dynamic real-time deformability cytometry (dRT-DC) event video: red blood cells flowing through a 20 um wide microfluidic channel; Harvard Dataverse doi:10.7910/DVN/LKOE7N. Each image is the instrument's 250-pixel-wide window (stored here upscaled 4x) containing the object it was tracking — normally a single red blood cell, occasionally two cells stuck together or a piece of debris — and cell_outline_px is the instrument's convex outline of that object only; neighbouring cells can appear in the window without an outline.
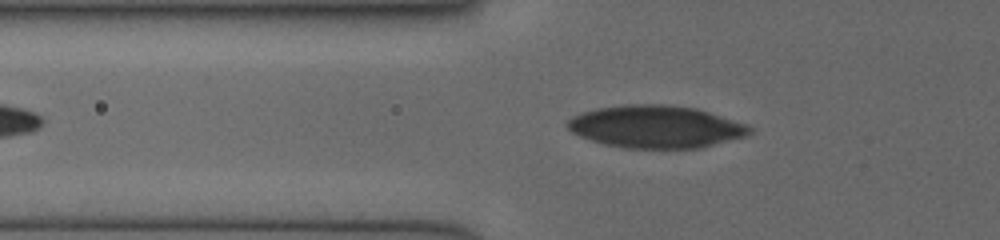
{"species": "human", "species_latin": "Homo sapiens", "temperature_condition": "cold", "stored_images_in_passage": 42, "camera_frame_rate_fps": 3000, "um_per_image_px": 0.085, "donor": {"sex": "female"}, "frame": {"image": 1, "passage_image": 8, "time_ms": 4.333, "image_size_px": [1000, 240], "cell_outline_px": [[752, 132], [744, 136], [696, 148], [628, 148], [608, 144], [592, 140], [580, 136], [572, 132], [564, 124], [572, 116], [580, 112], [596, 108], [624, 104], [664, 104], [696, 108], [748, 124], [752, 128]], "centroid_in_image_um": [55.71, 10.75], "position_along_channel_um": 70.1, "area_um2": 44.85}}
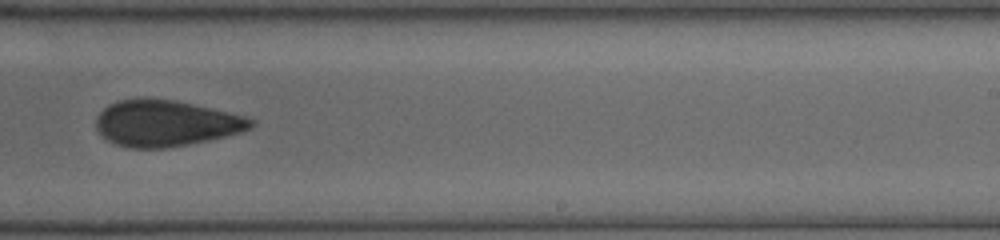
{"frame": {"image": 2, "passage_image": 24, "time_ms": 9.333, "image_size_px": [1000, 240], "cell_outline_px": [[256, 124], [240, 132], [208, 140], [188, 144], [164, 148], [128, 148], [116, 144], [108, 140], [96, 128], [96, 120], [100, 112], [108, 104], [120, 100], [172, 100], [192, 104], [228, 112], [244, 116], [256, 120]], "centroid_in_image_um": [14.09, 10.5], "position_along_channel_um": 274.9, "area_um2": 40.81}}
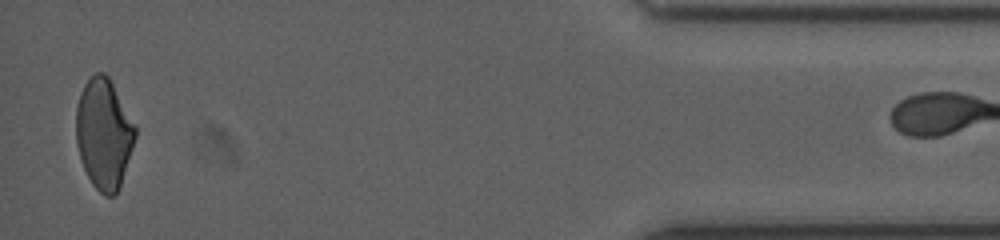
{"frame": {"image": 3, "passage_image": 41, "time_ms": 14.333, "image_size_px": [1000, 240], "cell_outline_px": [[136, 136], [120, 188], [112, 196], [104, 196], [92, 184], [80, 160], [76, 144], [76, 108], [80, 92], [84, 84], [96, 72], [104, 72], [108, 76], [136, 128]], "centroid_in_image_um": [8.81, 11.39], "position_along_channel_um": 426.4, "area_um2": 37.8}}